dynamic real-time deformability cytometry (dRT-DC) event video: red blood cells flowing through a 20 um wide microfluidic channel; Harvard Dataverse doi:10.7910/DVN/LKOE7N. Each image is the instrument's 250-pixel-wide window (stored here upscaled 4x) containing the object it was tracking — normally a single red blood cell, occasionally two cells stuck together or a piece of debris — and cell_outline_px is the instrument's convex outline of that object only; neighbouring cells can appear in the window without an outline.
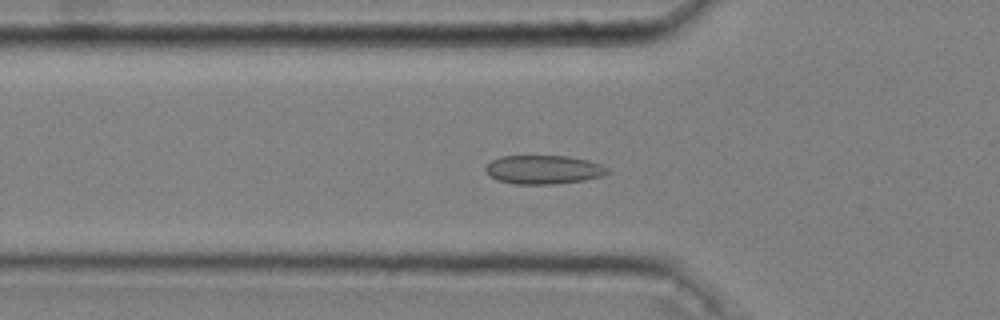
{"species": "common noctule bat (a hibernating species)", "species_latin": "Nyctalus noctula", "temperature_condition": "cold", "stored_images_in_passage": 53, "camera_frame_rate_fps": 3000, "um_per_image_px": 0.085, "animal": {"sex": "male", "body_mass_g": 20.4}, "frame": {"image": 1, "passage_image": 18, "time_ms": 5.667, "image_size_px": [1000, 320], "cell_outline_px": [[612, 172], [604, 176], [584, 180], [552, 184], [516, 184], [496, 180], [484, 168], [492, 160], [500, 156], [568, 156], [588, 160], [600, 164], [608, 168]], "centroid_in_image_um": [46.25, 14.42], "position_along_channel_um": 79.6, "area_um2": 20.46}}
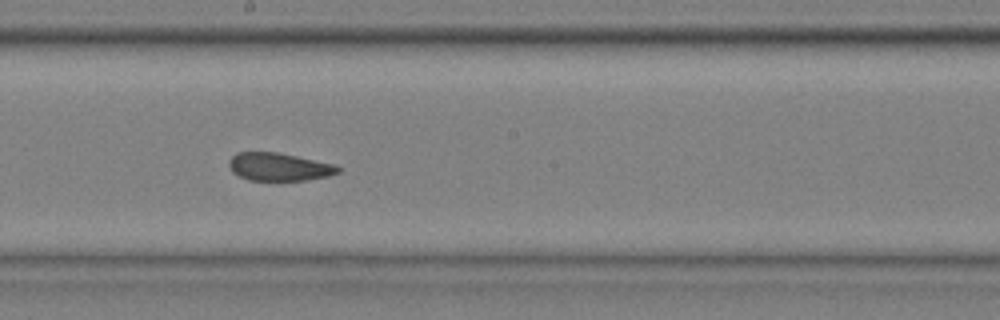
{"frame": {"image": 2, "passage_image": 30, "time_ms": 9.667, "image_size_px": [1000, 320], "cell_outline_px": [[340, 172], [328, 176], [304, 180], [248, 180], [232, 172], [228, 164], [228, 160], [236, 152], [276, 152], [336, 164], [340, 168]], "centroid_in_image_um": [23.7, 14.17], "position_along_channel_um": 224.5, "area_um2": 17.74}}
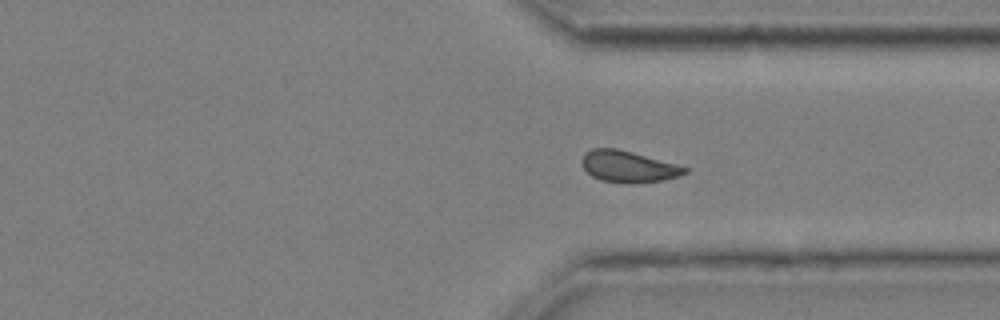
{"frame": {"image": 3, "passage_image": 41, "time_ms": 13.333, "image_size_px": [1000, 320], "cell_outline_px": [[688, 172], [680, 176], [664, 180], [600, 180], [592, 176], [584, 168], [584, 156], [592, 148], [616, 148], [632, 152], [676, 164], [688, 168]], "centroid_in_image_um": [53.44, 14.11], "position_along_channel_um": 358.0, "area_um2": 17.69}, "authors_computed_cell_mechanics": {"area_um2": 19.3052, "velocity_mm_per_s": 3.6189, "shape_relaxation_time_tau1_ms": null, "shape_relaxation_time_tau2_ms": 1.7508, "deformation_change_tau1": null, "deformation_change_tau2": 0.0576}}